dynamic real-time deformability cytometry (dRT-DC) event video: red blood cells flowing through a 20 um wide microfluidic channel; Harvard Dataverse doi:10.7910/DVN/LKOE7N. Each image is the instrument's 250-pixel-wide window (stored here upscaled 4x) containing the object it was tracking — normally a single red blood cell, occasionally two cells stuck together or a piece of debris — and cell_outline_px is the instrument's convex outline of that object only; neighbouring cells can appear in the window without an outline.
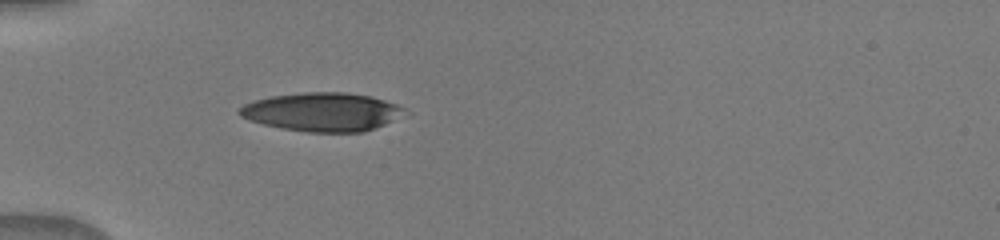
{"species": "human", "species_latin": "Homo sapiens", "temperature_condition": "warm", "stored_images_in_passage": 3, "camera_frame_rate_fps": 3000, "um_per_image_px": 0.085, "donor": {"sex": "male"}, "frame": {"image": 1, "passage_image": 1, "time_ms": 0.0, "image_size_px": [1000, 240], "cell_outline_px": [[404, 108], [384, 124], [364, 132], [308, 132], [280, 128], [264, 124], [240, 116], [236, 112], [244, 104], [256, 100], [272, 96], [304, 92], [344, 92], [368, 96], [384, 100], [396, 104]], "centroid_in_image_um": [27.29, 9.51], "position_along_channel_um": 57.7, "area_um2": 36.3}}